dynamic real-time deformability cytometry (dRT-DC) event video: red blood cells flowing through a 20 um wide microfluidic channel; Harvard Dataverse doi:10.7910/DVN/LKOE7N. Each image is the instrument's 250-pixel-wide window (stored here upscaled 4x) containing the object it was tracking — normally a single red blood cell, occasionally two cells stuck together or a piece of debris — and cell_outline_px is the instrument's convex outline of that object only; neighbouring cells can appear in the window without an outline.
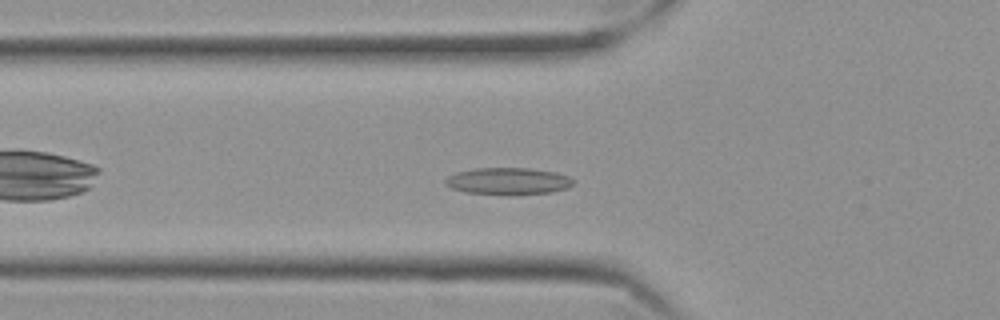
{"species": "Egyptian fruit bat (a non-hibernating species)", "species_latin": "Rousettus aegyptiacus", "temperature_condition": "cold", "stored_images_in_passage": 47, "camera_frame_rate_fps": 3000, "um_per_image_px": 0.085, "frame": {"image": 1, "passage_image": 9, "time_ms": 2.667, "image_size_px": [1000, 320], "cell_outline_px": [[576, 180], [568, 188], [552, 192], [464, 192], [452, 188], [444, 184], [444, 180], [448, 176], [456, 172], [476, 168], [528, 168], [556, 172], [568, 176]], "centroid_in_image_um": [43.19, 15.34], "position_along_channel_um": 82.6, "area_um2": 19.25}}
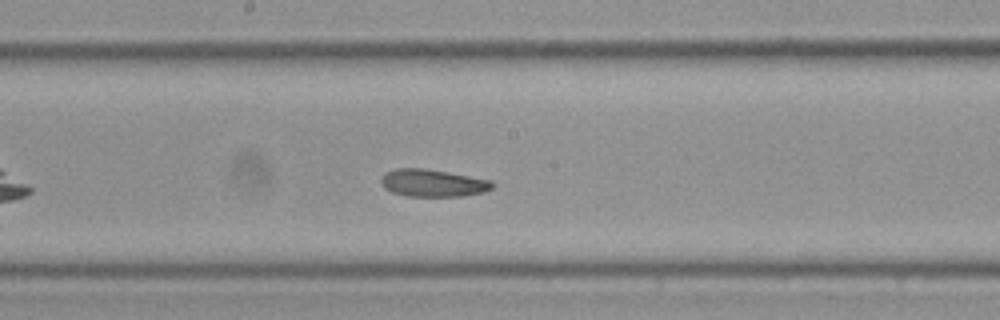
{"frame": {"image": 2, "passage_image": 20, "time_ms": 6.333, "image_size_px": [1000, 320], "cell_outline_px": [[496, 184], [492, 188], [484, 192], [460, 196], [408, 196], [392, 192], [384, 188], [380, 184], [380, 176], [384, 172], [396, 168], [424, 168], [448, 172], [492, 180]], "centroid_in_image_um": [36.76, 15.54], "position_along_channel_um": 211.4, "area_um2": 17.98}}
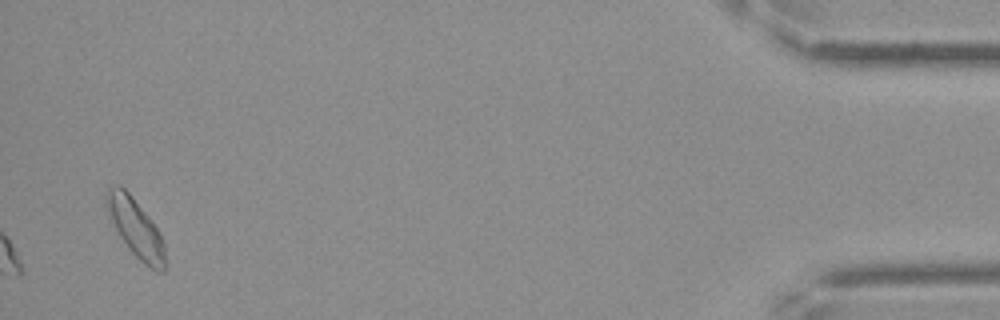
{"frame": {"image": 3, "passage_image": 45, "time_ms": 14.667, "image_size_px": [1000, 320], "cell_outline_px": [[164, 272], [156, 272], [144, 264], [128, 248], [120, 236], [104, 204], [104, 192], [112, 184], [120, 184], [132, 196], [156, 228], [164, 244]], "centroid_in_image_um": [11.48, 19.33], "position_along_channel_um": 423.7, "area_um2": 19.59}, "authors_computed_cell_mechanics": {"area_um2": 18.2648, "velocity_mm_per_s": 3.4962, "shape_relaxation_time_tau1_ms": 3.3838, "shape_relaxation_time_tau2_ms": 4.3981, "deformation_change_tau1": 0.0937, "deformation_change_tau2": 0.0955}}